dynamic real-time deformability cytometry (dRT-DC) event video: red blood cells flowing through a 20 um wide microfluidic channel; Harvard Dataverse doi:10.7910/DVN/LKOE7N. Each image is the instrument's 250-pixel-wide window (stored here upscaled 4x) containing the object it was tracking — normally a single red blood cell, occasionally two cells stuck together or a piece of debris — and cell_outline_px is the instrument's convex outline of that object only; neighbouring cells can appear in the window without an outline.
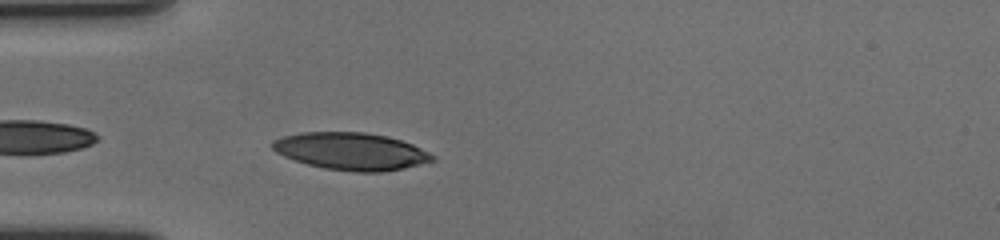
{"species": "human", "species_latin": "Homo sapiens", "temperature_condition": "cold", "stored_images_in_passage": 17, "camera_frame_rate_fps": 3000, "um_per_image_px": 0.085, "donor": {"sex": "female"}, "frame": {"image": 1, "passage_image": 3, "time_ms": 0.667, "image_size_px": [1000, 240], "cell_outline_px": [[436, 160], [404, 168], [380, 172], [356, 172], [324, 168], [308, 164], [284, 156], [276, 152], [268, 144], [272, 140], [284, 136], [304, 132], [364, 132], [384, 136], [400, 140], [412, 144], [436, 156]], "centroid_in_image_um": [29.83, 12.86], "position_along_channel_um": 55.2, "area_um2": 34.62}}
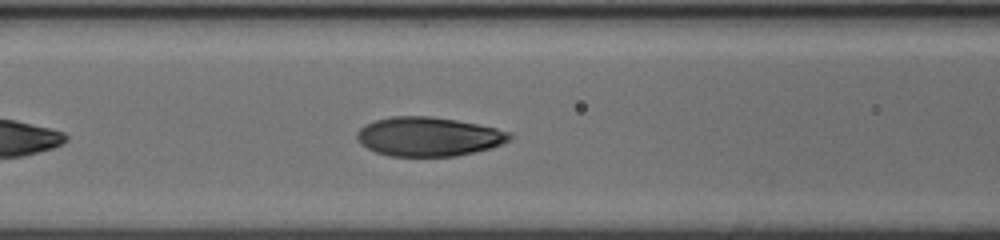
{"frame": {"image": 2, "passage_image": 10, "time_ms": 3.0, "image_size_px": [1000, 240], "cell_outline_px": [[512, 136], [508, 140], [492, 148], [456, 156], [392, 156], [376, 152], [360, 144], [356, 140], [356, 132], [364, 124], [376, 120], [392, 116], [432, 116], [456, 120], [496, 128], [508, 132]], "centroid_in_image_um": [36.38, 11.61], "position_along_channel_um": 130.2, "area_um2": 34.74}}
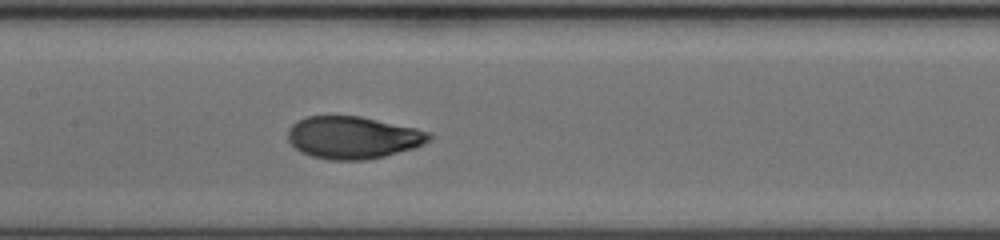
{"frame": {"image": 3, "passage_image": 14, "time_ms": 4.333, "image_size_px": [1000, 240], "cell_outline_px": [[432, 140], [416, 148], [384, 156], [364, 160], [328, 160], [312, 156], [300, 152], [288, 140], [288, 128], [296, 120], [304, 116], [360, 116], [416, 128], [432, 132]], "centroid_in_image_um": [30.02, 11.69], "position_along_channel_um": 177.4, "area_um2": 35.2}}